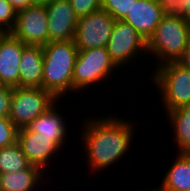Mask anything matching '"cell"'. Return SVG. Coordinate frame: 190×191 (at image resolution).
Here are the masks:
<instances>
[{
    "label": "cell",
    "instance_id": "8fae6325",
    "mask_svg": "<svg viewBox=\"0 0 190 191\" xmlns=\"http://www.w3.org/2000/svg\"><path fill=\"white\" fill-rule=\"evenodd\" d=\"M10 33L25 45L48 44V16L46 5L33 4L16 13V22Z\"/></svg>",
    "mask_w": 190,
    "mask_h": 191
},
{
    "label": "cell",
    "instance_id": "277c9868",
    "mask_svg": "<svg viewBox=\"0 0 190 191\" xmlns=\"http://www.w3.org/2000/svg\"><path fill=\"white\" fill-rule=\"evenodd\" d=\"M106 49L115 66L141 89L148 80L147 41L130 24L116 20Z\"/></svg>",
    "mask_w": 190,
    "mask_h": 191
},
{
    "label": "cell",
    "instance_id": "2e32d148",
    "mask_svg": "<svg viewBox=\"0 0 190 191\" xmlns=\"http://www.w3.org/2000/svg\"><path fill=\"white\" fill-rule=\"evenodd\" d=\"M163 16L157 0H137L123 21L130 24L148 41Z\"/></svg>",
    "mask_w": 190,
    "mask_h": 191
},
{
    "label": "cell",
    "instance_id": "30bf717a",
    "mask_svg": "<svg viewBox=\"0 0 190 191\" xmlns=\"http://www.w3.org/2000/svg\"><path fill=\"white\" fill-rule=\"evenodd\" d=\"M115 19L104 9H99L79 18L74 43L78 51L106 47L115 24Z\"/></svg>",
    "mask_w": 190,
    "mask_h": 191
},
{
    "label": "cell",
    "instance_id": "ac0fdd59",
    "mask_svg": "<svg viewBox=\"0 0 190 191\" xmlns=\"http://www.w3.org/2000/svg\"><path fill=\"white\" fill-rule=\"evenodd\" d=\"M43 47L28 45L22 52L19 73L20 87L42 88Z\"/></svg>",
    "mask_w": 190,
    "mask_h": 191
},
{
    "label": "cell",
    "instance_id": "6da1fadb",
    "mask_svg": "<svg viewBox=\"0 0 190 191\" xmlns=\"http://www.w3.org/2000/svg\"><path fill=\"white\" fill-rule=\"evenodd\" d=\"M136 102L137 101H134L133 102L134 104L130 103L131 105L129 103L126 104V107L124 108V111H122V113L120 110L121 109L123 110V108H122L123 106H121V105H120V107L119 106H117V108L115 107V110H114V107L112 109V106L111 107L108 106V108H107V106L104 108L102 105L100 107L99 106L98 107L90 106V107H86L85 110H82V113H80V118L78 119V124H77V130L79 132L77 131L78 134L76 133V137H77L76 146H78V147H77V149H75L76 153H75V157H73L76 159L74 164L77 165L78 167L80 164V168L78 169L77 166L72 165L73 168L70 171H72L71 172L72 174L74 171L75 176H77V175L80 176V174H79L80 170L87 171L86 172L87 176H85V175L80 176L81 178L82 177L87 178L84 181H82V182H84V184H87V183H85V181H87V180H89V183H90L89 185L92 184L91 182H93V181H92V179L90 180V178H89L90 176H92L96 179L98 178L97 180L99 181V178H102V177H99L100 175H102V173L107 175L109 169H111V168L112 169L109 171V173L112 170L117 172L118 168L119 169L123 168V167H119V166H123L122 163H124L126 165V163L129 164L130 161L132 162V156L129 154L134 155V153H137V151H136L137 146L140 148L142 147V151H143V149L145 150V148H143V145L139 146L136 144H139L138 142H140L138 140V139H140L139 137H142V139L145 138V133L147 134L146 128L148 129V127H149V129H150L149 124L152 123L154 125V123L152 121L157 120V119H153V118H155L154 115H152L153 117L150 116V118H149V116L146 115L147 111H145V107H143L142 109L140 107L138 109L137 106L135 107ZM129 105H130V107H129ZM131 106H133V108L135 107L134 110ZM109 107L111 109H109ZM103 109H106V110H103ZM116 109L117 110L119 109L120 112L117 111ZM130 109L132 110L131 112L133 113V116H131L130 115L131 113L128 112ZM139 110L142 112V114L141 113L139 114ZM136 111H138V112H136ZM83 113H84V115H83ZM126 113H127V115H126ZM136 113H138L137 117H136V115H134ZM139 115H141V116H139ZM143 117L144 118L146 117V118L144 119ZM148 119L150 121H147ZM145 122L148 123V125H146V127L144 126ZM141 127H143V128L145 127L144 128L145 130L143 131L142 130L143 128H141ZM138 131H139V133L143 131L144 134L142 132V134H141L142 136H140ZM136 135H138V136H136ZM135 139H137V143L135 142L136 141ZM134 149L136 152L134 151ZM78 152H79V157H81V158L77 159ZM128 158H130L131 160L129 161ZM126 159L128 160V162ZM78 160L80 161L79 163L77 162ZM125 160H126V162H124ZM81 161H83V162H81ZM82 165L84 166L83 168L81 167ZM75 170H77V171L79 170V171L76 172Z\"/></svg>",
    "mask_w": 190,
    "mask_h": 191
},
{
    "label": "cell",
    "instance_id": "44dd1931",
    "mask_svg": "<svg viewBox=\"0 0 190 191\" xmlns=\"http://www.w3.org/2000/svg\"><path fill=\"white\" fill-rule=\"evenodd\" d=\"M16 13L8 0H0V33L10 32L13 29Z\"/></svg>",
    "mask_w": 190,
    "mask_h": 191
},
{
    "label": "cell",
    "instance_id": "4dcf8cb0",
    "mask_svg": "<svg viewBox=\"0 0 190 191\" xmlns=\"http://www.w3.org/2000/svg\"><path fill=\"white\" fill-rule=\"evenodd\" d=\"M59 188H60V189H59ZM62 188H63V189H62ZM65 188H66V189H65ZM67 188H68V186H67V184H65L64 186L62 185L61 187L58 186L57 189H56V191H58V190H59V191H65V190H66V191H68V190H69V191H75L72 187H70V188H68V189H67ZM80 189H81V187H80L78 190H76V191H79ZM80 191H84L83 188H82Z\"/></svg>",
    "mask_w": 190,
    "mask_h": 191
},
{
    "label": "cell",
    "instance_id": "e0dca14e",
    "mask_svg": "<svg viewBox=\"0 0 190 191\" xmlns=\"http://www.w3.org/2000/svg\"><path fill=\"white\" fill-rule=\"evenodd\" d=\"M162 121L166 125H164L162 123ZM156 122L154 121L155 125H153V127H157L158 125L162 124L163 129L168 128V130L165 129L164 132L166 134H169V136H167L163 132V129H161L164 136H166L164 141H163V139L161 140V142H163L165 144V146L164 145L162 146L161 143H159L160 141L156 140V145H154L152 150H154V149L166 150V151H164L166 153L168 148L169 149L173 148L172 150L170 149L168 152L190 153V117H162L161 122H158V121H156ZM167 132H169V133H167ZM167 138H169V140H171V141L167 140ZM168 142L169 143L171 142V143L168 144ZM157 144H159V146L161 145L160 147H158L160 149H158L157 147L155 148V146H157ZM172 144L174 147L172 146ZM168 145H170L171 147H167ZM163 147H165V148H163Z\"/></svg>",
    "mask_w": 190,
    "mask_h": 191
},
{
    "label": "cell",
    "instance_id": "4fadbf2b",
    "mask_svg": "<svg viewBox=\"0 0 190 191\" xmlns=\"http://www.w3.org/2000/svg\"><path fill=\"white\" fill-rule=\"evenodd\" d=\"M48 43L74 40L79 17L69 0H53L46 4Z\"/></svg>",
    "mask_w": 190,
    "mask_h": 191
},
{
    "label": "cell",
    "instance_id": "ba28073f",
    "mask_svg": "<svg viewBox=\"0 0 190 191\" xmlns=\"http://www.w3.org/2000/svg\"><path fill=\"white\" fill-rule=\"evenodd\" d=\"M190 39V24L180 16H163L147 41L148 78L154 68L177 62Z\"/></svg>",
    "mask_w": 190,
    "mask_h": 191
},
{
    "label": "cell",
    "instance_id": "d6986e66",
    "mask_svg": "<svg viewBox=\"0 0 190 191\" xmlns=\"http://www.w3.org/2000/svg\"><path fill=\"white\" fill-rule=\"evenodd\" d=\"M30 165L17 141L0 148V174L21 171Z\"/></svg>",
    "mask_w": 190,
    "mask_h": 191
},
{
    "label": "cell",
    "instance_id": "4316f807",
    "mask_svg": "<svg viewBox=\"0 0 190 191\" xmlns=\"http://www.w3.org/2000/svg\"><path fill=\"white\" fill-rule=\"evenodd\" d=\"M177 63L190 71V39L184 49L183 55L178 59Z\"/></svg>",
    "mask_w": 190,
    "mask_h": 191
},
{
    "label": "cell",
    "instance_id": "f546056e",
    "mask_svg": "<svg viewBox=\"0 0 190 191\" xmlns=\"http://www.w3.org/2000/svg\"><path fill=\"white\" fill-rule=\"evenodd\" d=\"M182 17L190 24V0H182Z\"/></svg>",
    "mask_w": 190,
    "mask_h": 191
},
{
    "label": "cell",
    "instance_id": "7402d4cb",
    "mask_svg": "<svg viewBox=\"0 0 190 191\" xmlns=\"http://www.w3.org/2000/svg\"><path fill=\"white\" fill-rule=\"evenodd\" d=\"M18 128L5 117H0V148L10 146L17 141Z\"/></svg>",
    "mask_w": 190,
    "mask_h": 191
},
{
    "label": "cell",
    "instance_id": "d4e9b609",
    "mask_svg": "<svg viewBox=\"0 0 190 191\" xmlns=\"http://www.w3.org/2000/svg\"><path fill=\"white\" fill-rule=\"evenodd\" d=\"M165 16L182 17V0H157Z\"/></svg>",
    "mask_w": 190,
    "mask_h": 191
},
{
    "label": "cell",
    "instance_id": "9c48e42d",
    "mask_svg": "<svg viewBox=\"0 0 190 191\" xmlns=\"http://www.w3.org/2000/svg\"><path fill=\"white\" fill-rule=\"evenodd\" d=\"M58 100L42 88L14 87L8 118L20 129L28 127Z\"/></svg>",
    "mask_w": 190,
    "mask_h": 191
},
{
    "label": "cell",
    "instance_id": "5bb4252c",
    "mask_svg": "<svg viewBox=\"0 0 190 191\" xmlns=\"http://www.w3.org/2000/svg\"><path fill=\"white\" fill-rule=\"evenodd\" d=\"M57 184L39 167L0 174L1 191H56Z\"/></svg>",
    "mask_w": 190,
    "mask_h": 191
},
{
    "label": "cell",
    "instance_id": "484cf974",
    "mask_svg": "<svg viewBox=\"0 0 190 191\" xmlns=\"http://www.w3.org/2000/svg\"><path fill=\"white\" fill-rule=\"evenodd\" d=\"M161 117H190V102L182 107L165 112Z\"/></svg>",
    "mask_w": 190,
    "mask_h": 191
},
{
    "label": "cell",
    "instance_id": "f1b7e54d",
    "mask_svg": "<svg viewBox=\"0 0 190 191\" xmlns=\"http://www.w3.org/2000/svg\"><path fill=\"white\" fill-rule=\"evenodd\" d=\"M151 178H152L151 180L146 179V180H147V183H148L147 185H145L143 182H141V183L144 185V186L142 185V187H140L141 189L137 187L138 185H137V183H136V186H135V184H130L131 186L134 185V187H135L134 189H135V190L132 189V188L129 190V189L127 188V191H133V190H134V191H161V190L158 188V186L156 185V183H155V184H154V183L152 184L153 187L151 186V184H150L149 182H152L153 179H154L152 176H151ZM148 181H149V182H148ZM146 186H149V187H146ZM136 187H137V188H136ZM144 188H145V189H144ZM116 191H117V190H116ZM120 191H121V190H120Z\"/></svg>",
    "mask_w": 190,
    "mask_h": 191
},
{
    "label": "cell",
    "instance_id": "52a82bcc",
    "mask_svg": "<svg viewBox=\"0 0 190 191\" xmlns=\"http://www.w3.org/2000/svg\"><path fill=\"white\" fill-rule=\"evenodd\" d=\"M85 108L86 106L80 102L58 100L50 109L32 121L28 128L32 132L38 133L39 136L51 137L69 156L73 154L71 156L73 161L76 148V134L74 133L77 131V119L80 118L79 113H82ZM72 149L74 153L71 151Z\"/></svg>",
    "mask_w": 190,
    "mask_h": 191
},
{
    "label": "cell",
    "instance_id": "1f68e13d",
    "mask_svg": "<svg viewBox=\"0 0 190 191\" xmlns=\"http://www.w3.org/2000/svg\"><path fill=\"white\" fill-rule=\"evenodd\" d=\"M32 1H33V4L46 5L52 2L53 0H32Z\"/></svg>",
    "mask_w": 190,
    "mask_h": 191
},
{
    "label": "cell",
    "instance_id": "ffe728a7",
    "mask_svg": "<svg viewBox=\"0 0 190 191\" xmlns=\"http://www.w3.org/2000/svg\"><path fill=\"white\" fill-rule=\"evenodd\" d=\"M137 0H102V9L106 10L115 20H123Z\"/></svg>",
    "mask_w": 190,
    "mask_h": 191
},
{
    "label": "cell",
    "instance_id": "5b68a950",
    "mask_svg": "<svg viewBox=\"0 0 190 191\" xmlns=\"http://www.w3.org/2000/svg\"><path fill=\"white\" fill-rule=\"evenodd\" d=\"M17 142L21 146L22 152L25 155V157L27 158V160L29 161V163L31 165H35V166L39 167L58 186L65 185V183H66L67 185H69V187L74 186V189H76L75 187L77 186V181H79L78 185H80V186H77V187H82L81 182H80L81 178L79 177V180H78L77 177L75 178L74 174L72 175L73 176L72 177L71 171H68V170H70V168L72 169L71 164L74 163V160H73V162L70 161V159L72 160V158H70V156L54 140L51 139V137L39 136L38 133L32 132L28 127H24V128L18 129ZM63 164L65 167L63 166ZM67 166H69V167H67ZM57 171H58V173H57ZM65 171L69 172L70 174L69 173L66 174ZM61 173L62 174L65 173L64 176L61 175ZM60 177L63 179H60ZM57 178H58V180H57ZM64 178H66V179H64ZM73 178H75V180ZM67 179H69V180H67ZM76 179H77V181H76ZM65 180H67V181L65 182ZM69 181H70V183H69ZM71 181H74V182H71ZM73 183H75V184L73 185Z\"/></svg>",
    "mask_w": 190,
    "mask_h": 191
},
{
    "label": "cell",
    "instance_id": "8992f818",
    "mask_svg": "<svg viewBox=\"0 0 190 191\" xmlns=\"http://www.w3.org/2000/svg\"><path fill=\"white\" fill-rule=\"evenodd\" d=\"M42 47V89L57 100L72 101V76L78 54L74 40L50 42Z\"/></svg>",
    "mask_w": 190,
    "mask_h": 191
},
{
    "label": "cell",
    "instance_id": "7a4b0ae2",
    "mask_svg": "<svg viewBox=\"0 0 190 191\" xmlns=\"http://www.w3.org/2000/svg\"><path fill=\"white\" fill-rule=\"evenodd\" d=\"M134 86L136 85H134V83L131 82L130 79H128L111 61L106 47L78 51L72 76V101L83 102L82 104L84 106L86 105V107H97L101 104L103 107L107 104L106 106L108 107L109 103H111V106H119L120 104L121 106H124L139 100V88ZM131 90L133 91L129 92ZM135 91L137 93H135ZM109 98L114 101H111ZM132 98L134 101L131 100ZM87 101L89 103H87Z\"/></svg>",
    "mask_w": 190,
    "mask_h": 191
},
{
    "label": "cell",
    "instance_id": "3957f363",
    "mask_svg": "<svg viewBox=\"0 0 190 191\" xmlns=\"http://www.w3.org/2000/svg\"><path fill=\"white\" fill-rule=\"evenodd\" d=\"M146 82H148L145 83L146 86H141V89H139L140 98L139 100H137L138 103L136 104L137 106H140L142 108V106L145 105L144 103H148L150 107L148 104L145 106L146 110H149V112H147V115H152V113H156L155 111H157L158 109L161 111V114L156 113L154 115H157L156 118L159 116L157 118L159 119L165 112L182 107L183 105L190 102V71L182 67L177 62H166L157 66L150 72L149 78ZM145 91L147 95L145 94ZM148 91L152 92V94L150 92L148 93ZM154 94H156V96ZM144 96L151 97H148L147 99ZM143 99L145 101L149 100L150 103L151 100H154V103L156 102V105H153V102L151 104L149 102H145ZM141 100L143 101V103H141ZM139 101L141 104L139 103Z\"/></svg>",
    "mask_w": 190,
    "mask_h": 191
},
{
    "label": "cell",
    "instance_id": "603a6c76",
    "mask_svg": "<svg viewBox=\"0 0 190 191\" xmlns=\"http://www.w3.org/2000/svg\"><path fill=\"white\" fill-rule=\"evenodd\" d=\"M76 15L80 18L102 8V0H69Z\"/></svg>",
    "mask_w": 190,
    "mask_h": 191
},
{
    "label": "cell",
    "instance_id": "83f0119b",
    "mask_svg": "<svg viewBox=\"0 0 190 191\" xmlns=\"http://www.w3.org/2000/svg\"><path fill=\"white\" fill-rule=\"evenodd\" d=\"M8 1L11 3L13 9L16 12L24 10L25 8L33 5L32 0H8Z\"/></svg>",
    "mask_w": 190,
    "mask_h": 191
},
{
    "label": "cell",
    "instance_id": "9a60e30c",
    "mask_svg": "<svg viewBox=\"0 0 190 191\" xmlns=\"http://www.w3.org/2000/svg\"><path fill=\"white\" fill-rule=\"evenodd\" d=\"M22 43L10 32L0 33V84L20 87L19 65L23 50Z\"/></svg>",
    "mask_w": 190,
    "mask_h": 191
},
{
    "label": "cell",
    "instance_id": "cb8c5ba5",
    "mask_svg": "<svg viewBox=\"0 0 190 191\" xmlns=\"http://www.w3.org/2000/svg\"><path fill=\"white\" fill-rule=\"evenodd\" d=\"M13 96V87L0 84V117L8 118Z\"/></svg>",
    "mask_w": 190,
    "mask_h": 191
},
{
    "label": "cell",
    "instance_id": "7c38bea8",
    "mask_svg": "<svg viewBox=\"0 0 190 191\" xmlns=\"http://www.w3.org/2000/svg\"><path fill=\"white\" fill-rule=\"evenodd\" d=\"M167 154L171 156L168 157V155L166 156L165 153L163 156H161L164 162L160 161L159 166L163 167H160L158 171L156 168L157 163L154 162L151 164L152 168H155V170L151 169L150 172H152V170L158 172V174L154 177V182L161 191H190V153L168 152ZM167 157L171 158V160ZM165 159L168 160V162ZM159 170L161 171L159 172ZM160 174L163 175L160 177L158 176Z\"/></svg>",
    "mask_w": 190,
    "mask_h": 191
}]
</instances>
